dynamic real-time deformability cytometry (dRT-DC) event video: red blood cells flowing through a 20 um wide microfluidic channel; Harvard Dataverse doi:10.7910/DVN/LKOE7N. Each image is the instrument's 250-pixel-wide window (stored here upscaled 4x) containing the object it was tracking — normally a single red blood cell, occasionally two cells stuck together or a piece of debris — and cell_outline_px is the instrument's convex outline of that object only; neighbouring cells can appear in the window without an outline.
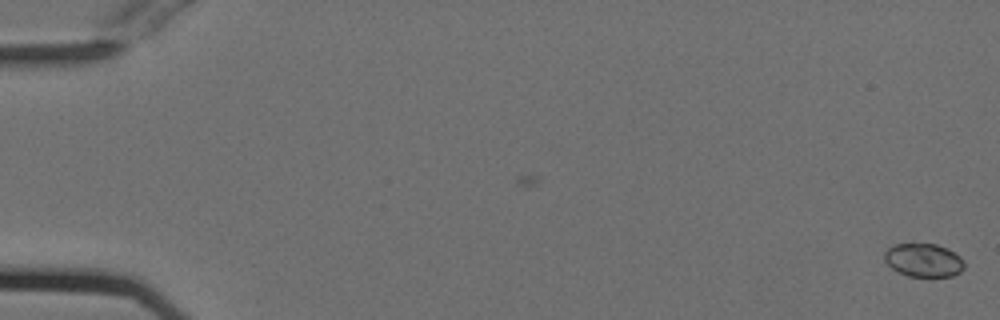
{"species": "Egyptian fruit bat (a non-hibernating species)", "species_latin": "Rousettus aegyptiacus", "temperature_condition": "cold", "stored_images_in_passage": 10, "camera_frame_rate_fps": 3000, "um_per_image_px": 0.085, "animal": {"sex": "female"}, "frame": {"image": 1, "passage_image": 10, "time_ms": 3.0, "image_size_px": [1000, 320], "cell_outline_px": [[964, 268], [960, 272], [952, 276], [908, 276], [892, 268], [884, 260], [884, 252], [888, 248], [896, 244], [936, 244], [948, 248], [960, 256], [964, 260]], "centroid_in_image_um": [78.52, 22.11], "position_along_channel_um": 6.5, "area_um2": 15.49}}